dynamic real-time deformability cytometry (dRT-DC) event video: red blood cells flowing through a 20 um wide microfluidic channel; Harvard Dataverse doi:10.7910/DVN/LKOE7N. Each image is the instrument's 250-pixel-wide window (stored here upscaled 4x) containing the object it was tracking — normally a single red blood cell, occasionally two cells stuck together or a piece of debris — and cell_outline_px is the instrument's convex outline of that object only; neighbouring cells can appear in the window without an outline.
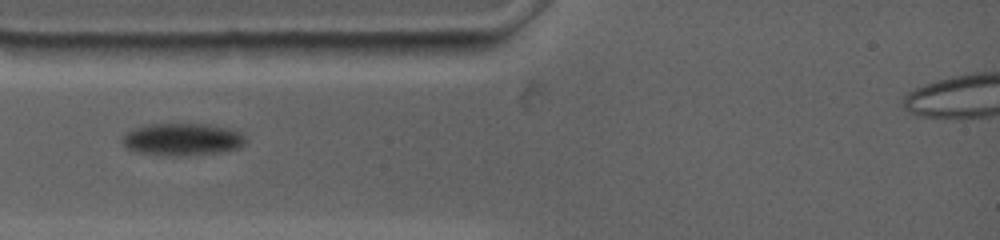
{"species": "common noctule bat (a hibernating species)", "species_latin": "Nyctalus noctula", "temperature_condition": "warm", "stored_images_in_passage": 16, "camera_frame_rate_fps": 4500, "um_per_image_px": 0.085, "animal": {"sex": "female", "body_mass_g": 19.0, "forearm_length_mm": 53.3}, "frame": {"image": 1, "passage_image": 1, "time_ms": 0.0, "image_size_px": [1000, 240], "cell_outline_px": [[244, 144], [236, 148], [220, 152], [180, 156], [172, 156], [136, 152], [128, 148], [120, 140], [124, 132], [148, 124], [208, 124], [228, 128], [240, 132], [244, 136]], "centroid_in_image_um": [15.45, 11.84], "position_along_channel_um": 69.5, "area_um2": 23.12}}
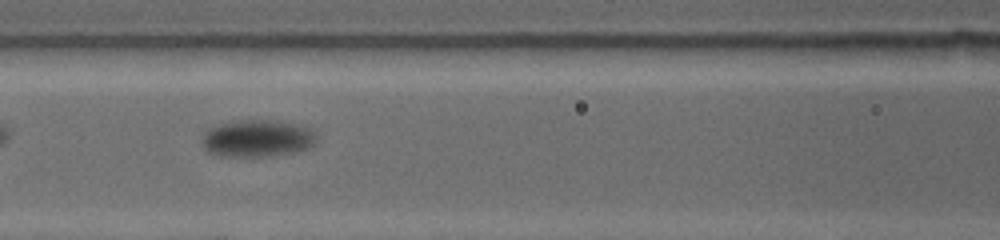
{"frame": {"image": 2, "passage_image": 6, "time_ms": 2.222, "image_size_px": [1000, 240], "cell_outline_px": [[316, 140], [312, 148], [272, 156], [220, 156], [208, 152], [200, 144], [200, 136], [212, 124], [236, 120], [272, 120], [296, 124], [312, 128], [316, 132]], "centroid_in_image_um": [21.82, 11.75], "position_along_channel_um": 144.8, "area_um2": 25.49}}
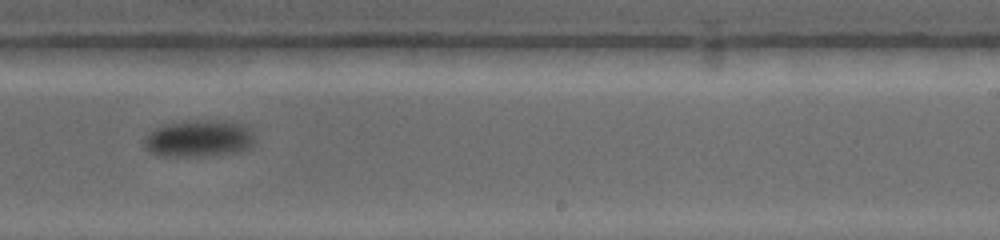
{"frame": {"image": 3, "passage_image": 14, "time_ms": 6.0, "image_size_px": [1000, 240], "cell_outline_px": [[252, 144], [248, 148], [236, 152], [204, 156], [160, 156], [148, 152], [144, 148], [144, 136], [148, 132], [156, 128], [188, 120], [212, 120], [240, 124], [248, 128], [252, 132]], "centroid_in_image_um": [16.82, 11.79], "position_along_channel_um": 272.2, "area_um2": 23.52}}